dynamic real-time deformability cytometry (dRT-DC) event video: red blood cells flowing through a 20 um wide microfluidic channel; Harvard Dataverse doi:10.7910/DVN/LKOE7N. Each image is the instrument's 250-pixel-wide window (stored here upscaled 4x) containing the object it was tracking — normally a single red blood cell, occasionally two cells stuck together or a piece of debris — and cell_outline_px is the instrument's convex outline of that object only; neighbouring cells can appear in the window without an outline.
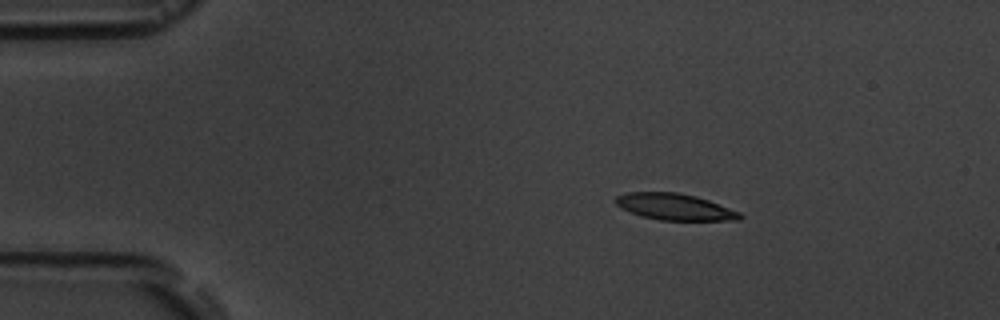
{"species": "common noctule bat (a hibernating species)", "species_latin": "Nyctalus noctula", "temperature_condition": "room temperature", "stored_images_in_passage": 4, "camera_frame_rate_fps": 3000, "um_per_image_px": 0.085, "animal": {"sex": "male", "body_mass_g": 19.5, "forearm_length_mm": 54.6}, "frame": {"image": 1, "passage_image": 2, "time_ms": 1.333, "image_size_px": [1000, 320], "cell_outline_px": [[744, 216], [740, 220], [660, 220], [640, 216], [620, 208], [612, 200], [616, 196], [628, 192], [676, 192], [696, 196], [708, 200], [740, 212]], "centroid_in_image_um": [57.31, 17.58], "position_along_channel_um": 27.7, "area_um2": 19.25}}